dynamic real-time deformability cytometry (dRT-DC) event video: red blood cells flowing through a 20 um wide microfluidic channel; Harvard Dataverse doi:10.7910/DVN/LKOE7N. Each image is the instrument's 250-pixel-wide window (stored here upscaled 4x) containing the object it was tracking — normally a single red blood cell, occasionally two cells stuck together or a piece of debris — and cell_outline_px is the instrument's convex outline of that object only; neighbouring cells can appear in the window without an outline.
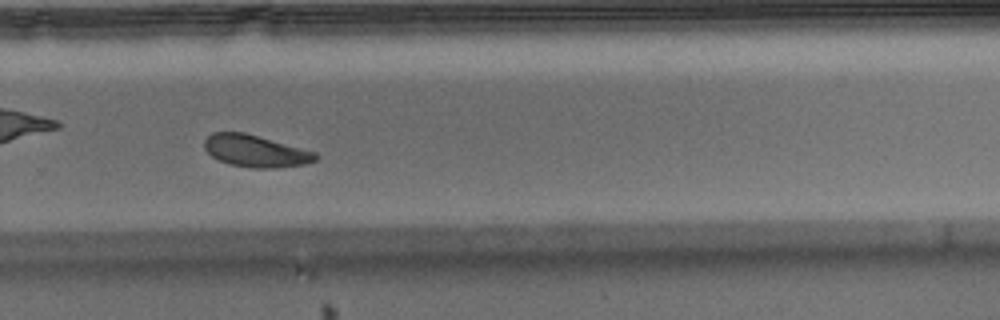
{"species": "Egyptian fruit bat (a non-hibernating species)", "species_latin": "Rousettus aegyptiacus", "temperature_condition": "warm", "stored_images_in_passage": 40, "camera_frame_rate_fps": 3000, "um_per_image_px": 0.085, "animal": {"sex": "male"}, "frame": {"image": 1, "passage_image": 34, "time_ms": 11.0, "image_size_px": [1000, 320], "cell_outline_px": [[320, 156], [316, 160], [304, 164], [276, 168], [252, 168], [232, 164], [220, 160], [212, 156], [204, 148], [204, 140], [212, 132], [244, 132], [316, 152]], "centroid_in_image_um": [21.73, 12.83], "position_along_channel_um": 308.1, "area_um2": 20.58}, "authors_computed_cell_mechanics": {"area_um2": 20.8947, "velocity_mm_per_s": 4.0075, "shape_relaxation_time_tau1_ms": 2.0748, "shape_relaxation_time_tau2_ms": null, "deformation_change_tau1": 0.0959, "deformation_change_tau2": null}}